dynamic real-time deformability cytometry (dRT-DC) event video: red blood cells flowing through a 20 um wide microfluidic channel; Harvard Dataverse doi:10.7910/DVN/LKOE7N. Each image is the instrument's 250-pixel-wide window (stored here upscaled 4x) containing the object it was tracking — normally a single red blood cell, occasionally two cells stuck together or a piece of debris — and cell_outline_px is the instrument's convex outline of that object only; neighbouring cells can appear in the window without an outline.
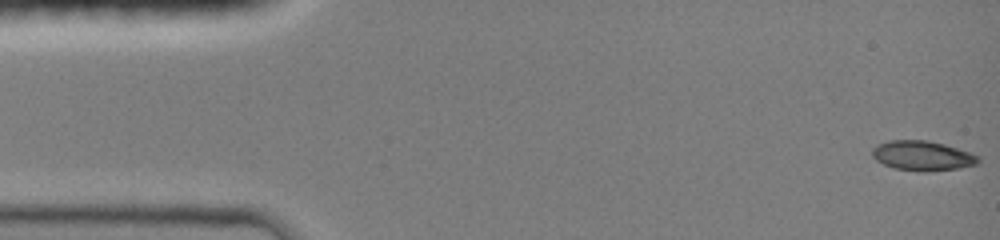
{"species": "common noctule bat (a hibernating species)", "species_latin": "Nyctalus noctula", "temperature_condition": "room temperature", "stored_images_in_passage": 18, "camera_frame_rate_fps": 3000, "um_per_image_px": 0.085, "animal": {"sex": "female", "body_mass_g": 19.0, "forearm_length_mm": 51.5}, "frame": {"image": 1, "passage_image": 1, "time_ms": 0.0, "image_size_px": [1000, 240], "cell_outline_px": [[980, 160], [976, 164], [956, 168], [896, 168], [884, 164], [876, 160], [872, 156], [872, 148], [888, 140], [928, 140], [944, 144], [968, 152], [976, 156]], "centroid_in_image_um": [78.35, 13.17], "position_along_channel_um": 6.7, "area_um2": 17.17}}
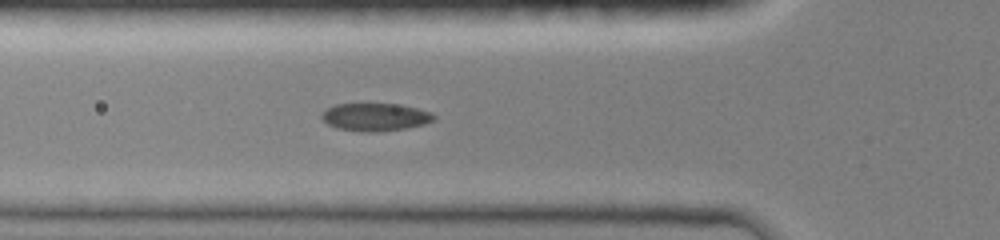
{"frame": {"image": 2, "passage_image": 11, "time_ms": 5.0, "image_size_px": [1000, 240], "cell_outline_px": [[436, 120], [424, 124], [404, 128], [376, 132], [360, 132], [336, 128], [328, 124], [320, 116], [328, 108], [336, 104], [392, 104], [416, 108], [432, 112], [436, 116]], "centroid_in_image_um": [31.91, 9.96], "position_along_channel_um": 93.9, "area_um2": 18.03}}
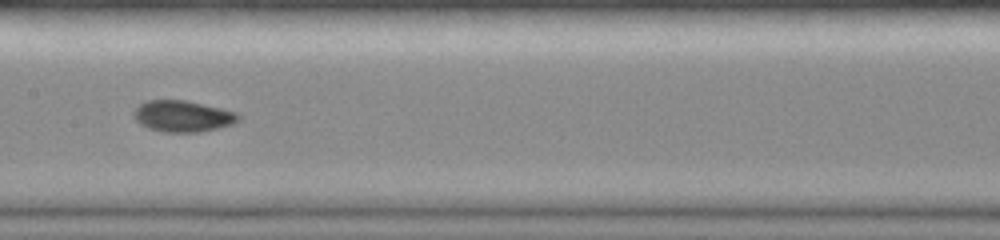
{"frame": {"image": 3, "passage_image": 16, "time_ms": 7.333, "image_size_px": [1000, 240], "cell_outline_px": [[240, 120], [232, 124], [200, 132], [164, 132], [148, 128], [140, 124], [136, 120], [132, 112], [140, 104], [148, 100], [184, 100], [220, 108], [236, 112], [240, 116]], "centroid_in_image_um": [15.51, 9.88], "position_along_channel_um": 191.9, "area_um2": 18.96}}